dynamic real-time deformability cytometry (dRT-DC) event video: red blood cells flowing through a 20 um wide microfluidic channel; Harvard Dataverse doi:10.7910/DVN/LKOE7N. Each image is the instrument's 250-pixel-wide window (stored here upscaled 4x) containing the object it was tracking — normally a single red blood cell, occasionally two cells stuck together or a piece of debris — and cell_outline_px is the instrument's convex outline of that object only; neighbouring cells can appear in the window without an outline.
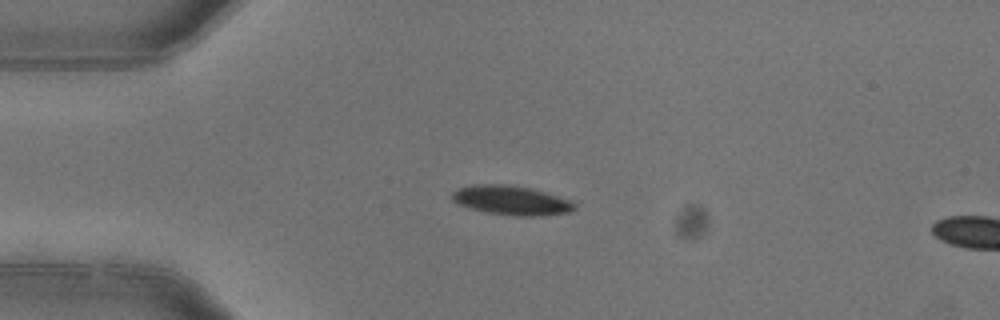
{"species": "common noctule bat (a hibernating species)", "species_latin": "Nyctalus noctula", "temperature_condition": "warm", "stored_images_in_passage": 3, "camera_frame_rate_fps": 3000, "um_per_image_px": 0.085, "animal": {"sex": "female"}, "frame": {"image": 1, "passage_image": 2, "time_ms": 0.333, "image_size_px": [1000, 320], "cell_outline_px": [[576, 208], [568, 212], [540, 216], [516, 216], [488, 212], [456, 204], [452, 200], [452, 192], [460, 188], [472, 184], [504, 184], [528, 188], [544, 192], [572, 200], [576, 204]], "centroid_in_image_um": [43.46, 17.03], "position_along_channel_um": 41.5, "area_um2": 20.75}}